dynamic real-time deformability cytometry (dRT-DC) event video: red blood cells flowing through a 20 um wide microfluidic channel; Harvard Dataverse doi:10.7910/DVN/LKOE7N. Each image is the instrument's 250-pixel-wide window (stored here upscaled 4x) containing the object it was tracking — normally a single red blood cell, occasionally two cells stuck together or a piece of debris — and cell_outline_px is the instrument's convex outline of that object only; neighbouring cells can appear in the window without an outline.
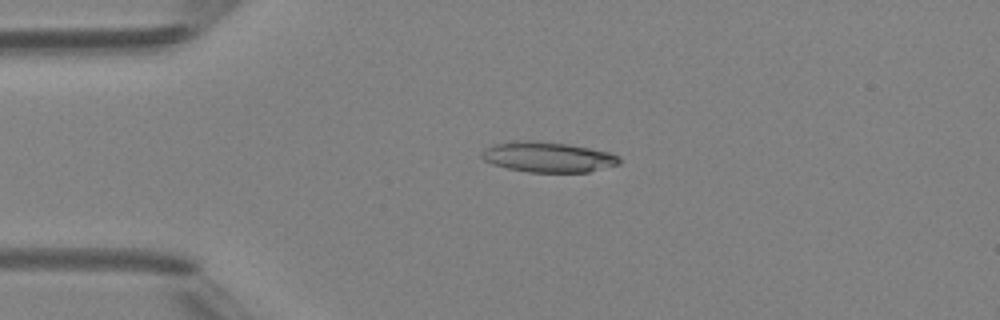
{"species": "Egyptian fruit bat (a non-hibernating species)", "species_latin": "Rousettus aegyptiacus", "temperature_condition": "room temperature", "stored_images_in_passage": 2, "camera_frame_rate_fps": 3000, "um_per_image_px": 0.085, "animal": {"sex": "female"}, "frame": {"image": 1, "passage_image": 1, "time_ms": 0.0, "image_size_px": [1000, 320], "cell_outline_px": [[620, 164], [588, 172], [528, 172], [508, 168], [492, 164], [484, 160], [480, 156], [480, 152], [484, 148], [496, 144], [512, 140], [528, 140], [568, 144], [612, 152], [620, 156]], "centroid_in_image_um": [46.57, 13.34], "position_along_channel_um": 38.4, "area_um2": 24.51}}